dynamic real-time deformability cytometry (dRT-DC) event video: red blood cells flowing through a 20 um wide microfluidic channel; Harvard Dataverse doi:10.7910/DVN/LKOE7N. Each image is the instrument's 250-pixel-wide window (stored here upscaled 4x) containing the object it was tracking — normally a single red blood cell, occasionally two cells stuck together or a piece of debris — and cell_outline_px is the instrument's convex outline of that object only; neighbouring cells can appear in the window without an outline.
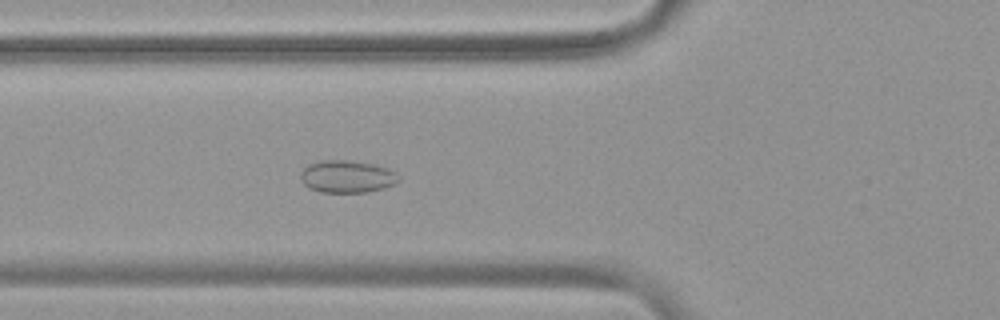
{"species": "common noctule bat (a hibernating species)", "species_latin": "Nyctalus noctula", "temperature_condition": "warm", "stored_images_in_passage": 54, "camera_frame_rate_fps": 3000, "um_per_image_px": 0.085, "animal": {"sex": "female", "body_mass_g": 19.9}, "frame": {"image": 1, "passage_image": 20, "time_ms": 6.333, "image_size_px": [1000, 320], "cell_outline_px": [[400, 180], [384, 188], [368, 192], [320, 192], [308, 188], [300, 180], [300, 172], [304, 168], [320, 160], [344, 160], [372, 164], [396, 172]], "centroid_in_image_um": [29.46, 15.02], "position_along_channel_um": 96.3, "area_um2": 18.32}}
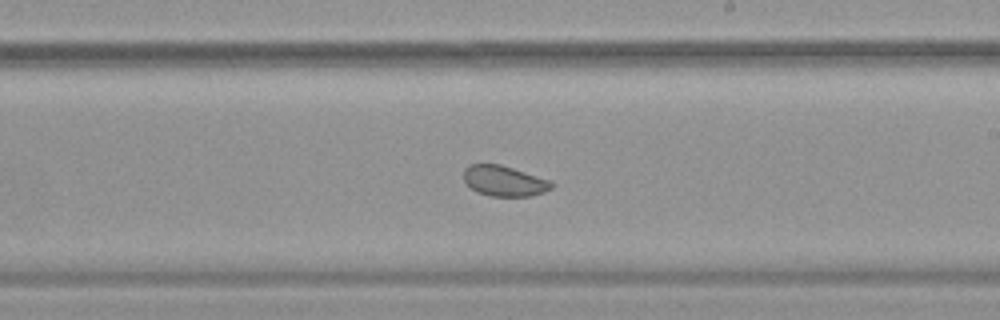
{"frame": {"image": 2, "passage_image": 32, "time_ms": 10.333, "image_size_px": [1000, 320], "cell_outline_px": [[556, 184], [552, 188], [544, 192], [532, 196], [492, 196], [476, 192], [464, 180], [464, 168], [468, 164], [500, 164], [552, 180]], "centroid_in_image_um": [42.9, 15.38], "position_along_channel_um": 246.1, "area_um2": 15.78}}
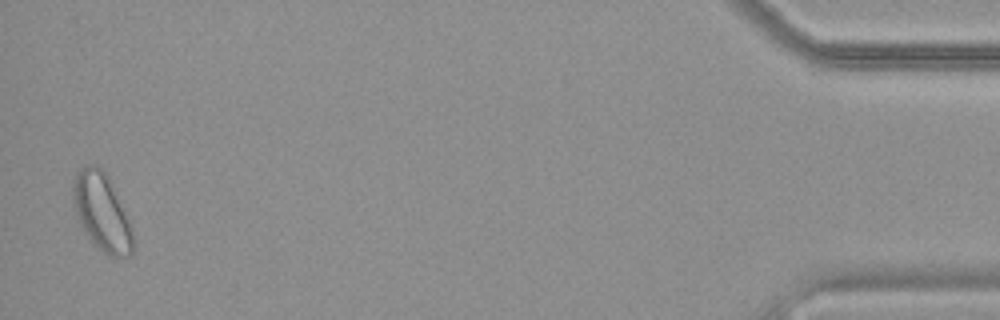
{"frame": {"image": 3, "passage_image": 53, "time_ms": 17.333, "image_size_px": [1000, 320], "cell_outline_px": [[136, 244], [132, 256], [112, 256], [104, 252], [88, 236], [80, 224], [76, 212], [72, 196], [72, 180], [76, 172], [80, 168], [88, 164], [92, 164], [100, 168], [108, 176], [112, 184], [132, 228]], "centroid_in_image_um": [8.67, 18.02], "position_along_channel_um": 426.5, "area_um2": 26.93}, "authors_computed_cell_mechanics": {"area_um2": 20.6346, "velocity_mm_per_s": 3.7532, "shape_relaxation_time_tau1_ms": null, "shape_relaxation_time_tau2_ms": 1.1183, "deformation_change_tau1": null, "deformation_change_tau2": 0.0393}}